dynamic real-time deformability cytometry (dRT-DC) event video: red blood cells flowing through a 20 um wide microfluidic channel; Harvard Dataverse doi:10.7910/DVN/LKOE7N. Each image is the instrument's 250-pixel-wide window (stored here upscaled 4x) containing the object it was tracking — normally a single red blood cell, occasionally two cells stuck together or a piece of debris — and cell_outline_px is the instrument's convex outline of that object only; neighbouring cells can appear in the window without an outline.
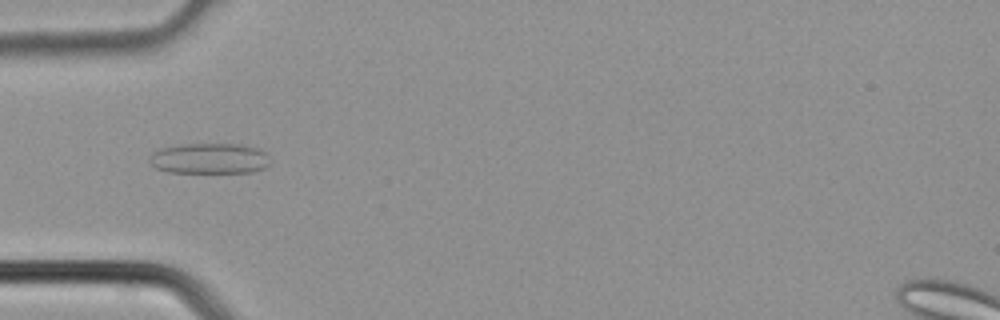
{"species": "common noctule bat (a hibernating species)", "species_latin": "Nyctalus noctula", "temperature_condition": "cold", "stored_images_in_passage": 3, "camera_frame_rate_fps": 3000, "um_per_image_px": 0.085, "animal": {"sex": "male", "body_mass_g": 21.5, "forearm_length_mm": 52.0}, "frame": {"image": 1, "passage_image": 2, "time_ms": 0.333, "image_size_px": [1000, 320], "cell_outline_px": [[268, 164], [264, 168], [252, 172], [168, 172], [156, 168], [148, 160], [160, 148], [184, 144], [240, 144], [256, 148], [264, 152]], "centroid_in_image_um": [17.78, 13.47], "position_along_channel_um": 67.2, "area_um2": 21.1}}
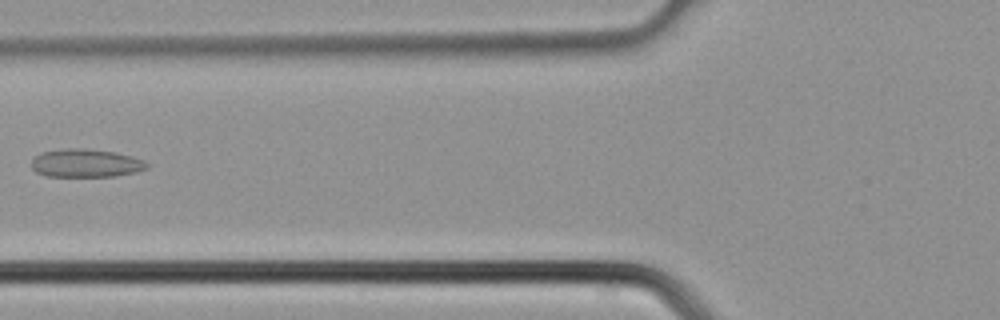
{"frame": {"image": 2, "passage_image": 3, "time_ms": 0.667, "image_size_px": [1000, 320], "cell_outline_px": [[148, 168], [136, 172], [116, 176], [44, 176], [36, 172], [32, 168], [32, 160], [36, 156], [44, 152], [68, 148], [84, 148], [116, 152], [144, 160], [148, 164]], "centroid_in_image_um": [7.32, 13.87], "position_along_channel_um": 118.5, "area_um2": 18.9}}